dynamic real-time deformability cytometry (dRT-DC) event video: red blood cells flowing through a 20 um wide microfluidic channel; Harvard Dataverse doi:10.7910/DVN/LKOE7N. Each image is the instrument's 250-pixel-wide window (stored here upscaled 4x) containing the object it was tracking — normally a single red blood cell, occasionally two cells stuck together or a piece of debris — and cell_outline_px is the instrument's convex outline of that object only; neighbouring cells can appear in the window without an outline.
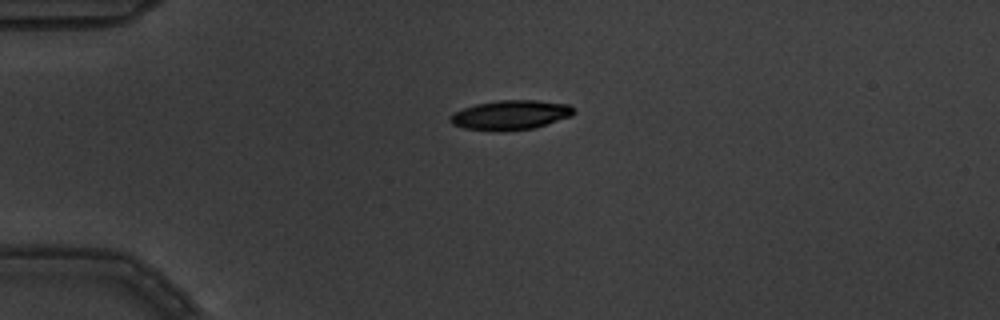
{"species": "common noctule bat (a hibernating species)", "species_latin": "Nyctalus noctula", "temperature_condition": "warm", "stored_images_in_passage": 2, "camera_frame_rate_fps": 3000, "um_per_image_px": 0.085, "animal": {"sex": "male", "body_mass_g": 19.5, "forearm_length_mm": 54.6}, "frame": {"image": 1, "passage_image": 1, "time_ms": 0.0, "image_size_px": [1000, 320], "cell_outline_px": [[576, 112], [572, 116], [532, 128], [464, 128], [452, 124], [448, 120], [448, 116], [452, 112], [476, 104], [496, 100], [536, 100], [568, 104], [576, 108]], "centroid_in_image_um": [43.42, 9.71], "position_along_channel_um": 41.6, "area_um2": 20.52}}